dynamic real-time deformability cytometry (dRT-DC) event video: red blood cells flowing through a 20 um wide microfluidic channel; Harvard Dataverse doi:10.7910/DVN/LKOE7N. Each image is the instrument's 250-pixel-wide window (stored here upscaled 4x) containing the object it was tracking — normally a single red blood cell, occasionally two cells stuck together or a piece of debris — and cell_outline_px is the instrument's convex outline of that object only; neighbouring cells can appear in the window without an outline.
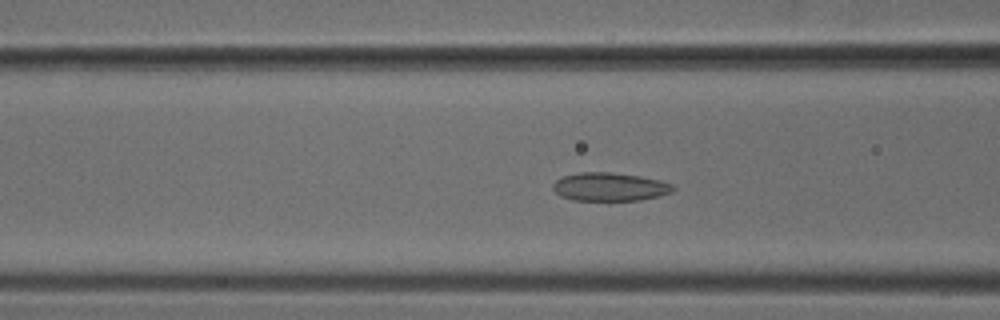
{"species": "common noctule bat (a hibernating species)", "species_latin": "Nyctalus noctula", "temperature_condition": "cold", "stored_images_in_passage": 44, "camera_frame_rate_fps": 3000, "um_per_image_px": 0.085, "animal": {"sex": "male", "body_mass_g": 18.8}, "frame": {"image": 1, "passage_image": 13, "time_ms": 4.0, "image_size_px": [1000, 320], "cell_outline_px": [[676, 188], [672, 192], [660, 196], [640, 200], [572, 200], [560, 196], [552, 188], [552, 184], [556, 180], [564, 176], [580, 172], [612, 172], [640, 176], [660, 180], [672, 184]], "centroid_in_image_um": [51.84, 15.88], "position_along_channel_um": 114.8, "area_um2": 19.94}}
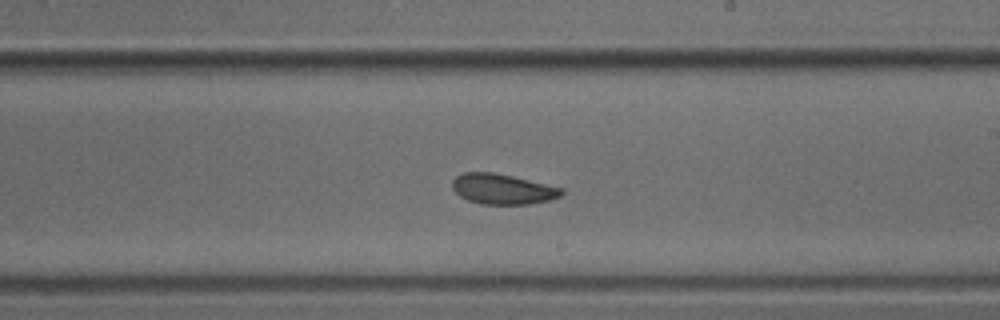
{"frame": {"image": 2, "passage_image": 23, "time_ms": 7.333, "image_size_px": [1000, 320], "cell_outline_px": [[564, 192], [560, 196], [548, 200], [528, 204], [480, 204], [468, 200], [460, 196], [452, 188], [452, 180], [456, 176], [464, 172], [496, 172], [564, 188]], "centroid_in_image_um": [42.71, 16.06], "position_along_channel_um": 246.3, "area_um2": 19.36}}
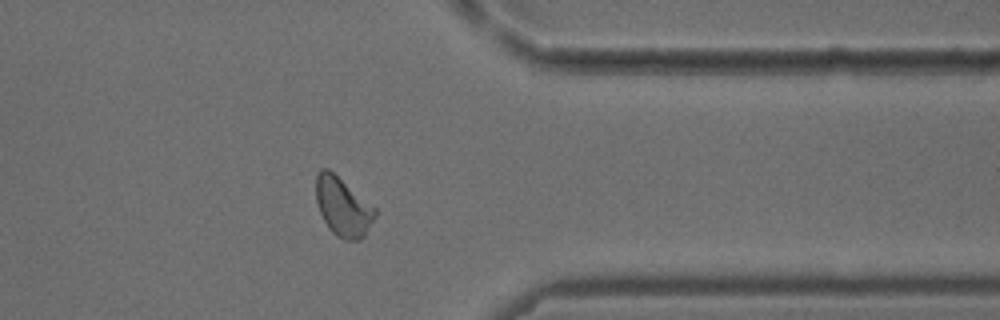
{"frame": {"image": 3, "passage_image": 34, "time_ms": 11.0, "image_size_px": [1000, 320], "cell_outline_px": [[376, 216], [364, 236], [360, 240], [344, 240], [336, 236], [328, 228], [320, 212], [316, 200], [316, 176], [320, 168], [328, 168], [376, 208]], "centroid_in_image_um": [29.14, 17.59], "position_along_channel_um": 382.3, "area_um2": 20.17}}